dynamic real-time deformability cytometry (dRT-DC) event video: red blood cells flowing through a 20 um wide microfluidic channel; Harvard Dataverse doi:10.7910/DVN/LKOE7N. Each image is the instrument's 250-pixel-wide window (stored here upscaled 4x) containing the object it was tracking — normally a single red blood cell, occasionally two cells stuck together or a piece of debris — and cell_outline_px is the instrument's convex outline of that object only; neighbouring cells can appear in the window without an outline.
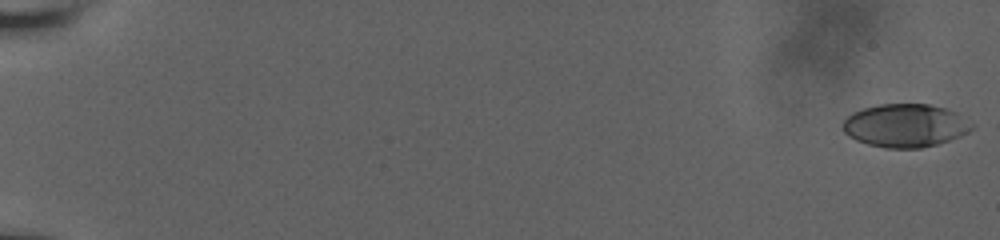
{"species": "human", "species_latin": "Homo sapiens", "temperature_condition": "room temperature", "stored_images_in_passage": 23, "camera_frame_rate_fps": 3000, "um_per_image_px": 0.085, "donor": {"sex": "male"}, "frame": {"image": 1, "passage_image": 1, "time_ms": 0.0, "image_size_px": [1000, 240], "cell_outline_px": [[972, 128], [968, 132], [960, 136], [936, 144], [920, 148], [884, 148], [868, 144], [856, 140], [848, 136], [840, 128], [844, 120], [852, 112], [864, 108], [880, 104], [928, 104], [944, 108], [956, 112], [972, 124]], "centroid_in_image_um": [76.9, 10.67], "position_along_channel_um": 8.1, "area_um2": 32.37}}
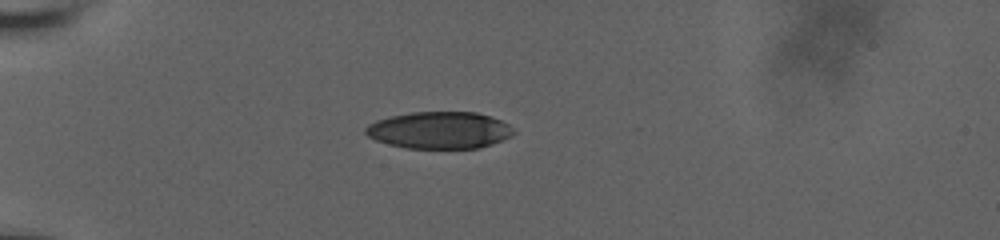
{"frame": {"image": 2, "passage_image": 17, "time_ms": 6.0, "image_size_px": [1000, 240], "cell_outline_px": [[516, 132], [512, 136], [492, 144], [476, 148], [404, 148], [388, 144], [376, 140], [368, 136], [364, 132], [364, 128], [368, 124], [376, 120], [392, 116], [412, 112], [476, 112], [500, 120], [508, 124]], "centroid_in_image_um": [37.34, 11.07], "position_along_channel_um": 47.7, "area_um2": 31.85}}
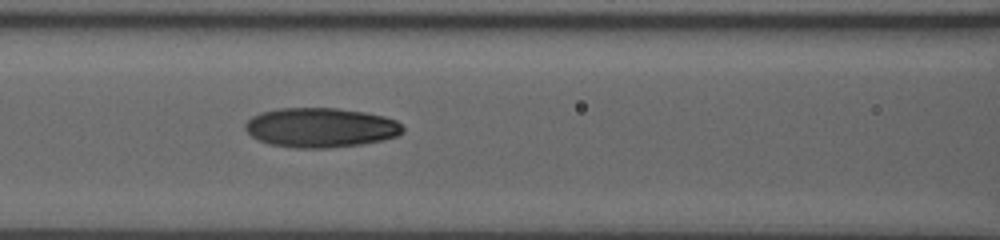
{"frame": {"image": 3, "passage_image": 23, "time_ms": 9.333, "image_size_px": [1000, 240], "cell_outline_px": [[404, 132], [396, 136], [380, 140], [360, 144], [328, 148], [296, 148], [268, 144], [252, 136], [244, 128], [244, 124], [252, 116], [260, 112], [280, 108], [336, 108], [364, 112], [384, 116], [396, 120], [404, 128]], "centroid_in_image_um": [27.23, 10.84], "position_along_channel_um": 139.4, "area_um2": 36.3}}